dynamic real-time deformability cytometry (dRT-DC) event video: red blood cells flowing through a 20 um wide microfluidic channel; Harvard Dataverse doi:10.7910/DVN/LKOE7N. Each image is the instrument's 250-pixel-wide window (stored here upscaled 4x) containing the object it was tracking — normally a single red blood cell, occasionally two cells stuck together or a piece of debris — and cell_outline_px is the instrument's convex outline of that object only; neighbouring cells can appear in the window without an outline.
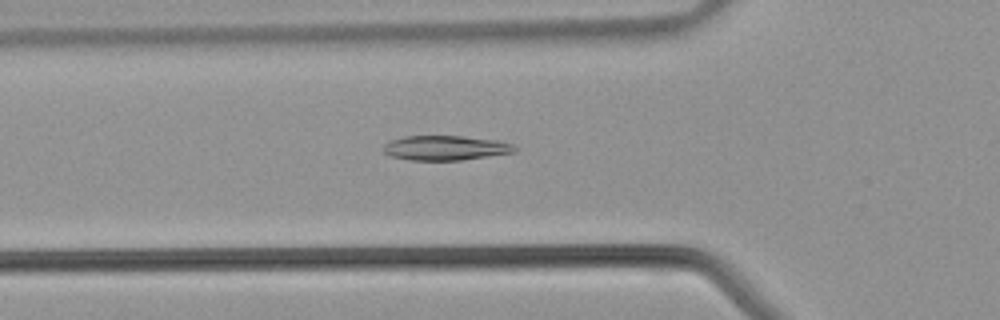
{"species": "common noctule bat (a hibernating species)", "species_latin": "Nyctalus noctula", "temperature_condition": "warm", "stored_images_in_passage": 20, "camera_frame_rate_fps": 3000, "um_per_image_px": 0.085, "animal": {"sex": "male", "body_mass_g": 21.5, "forearm_length_mm": 52.0}, "frame": {"image": 1, "passage_image": 2, "time_ms": 0.333, "image_size_px": [1000, 320], "cell_outline_px": [[520, 148], [512, 152], [460, 160], [412, 160], [392, 156], [384, 152], [384, 144], [392, 140], [404, 136], [464, 136], [496, 140], [512, 144]], "centroid_in_image_um": [37.87, 12.56], "position_along_channel_um": 87.9, "area_um2": 18.61}}
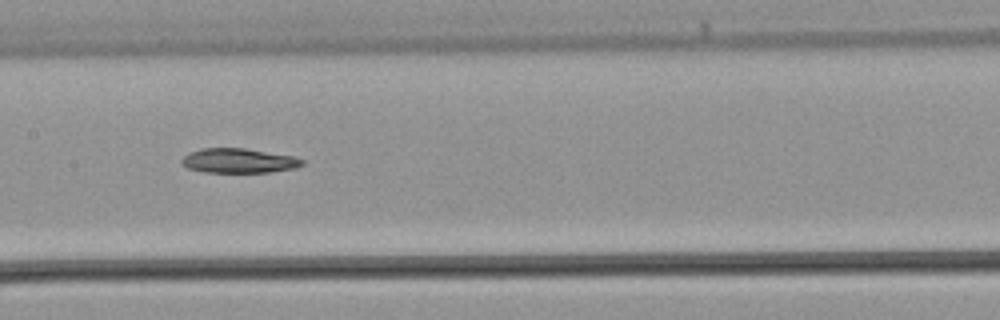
{"frame": {"image": 2, "passage_image": 8, "time_ms": 2.333, "image_size_px": [1000, 320], "cell_outline_px": [[304, 164], [296, 168], [268, 172], [204, 172], [188, 168], [180, 160], [184, 156], [200, 148], [244, 148], [292, 156], [304, 160]], "centroid_in_image_um": [20.3, 13.66], "position_along_channel_um": 187.1, "area_um2": 17.05}}
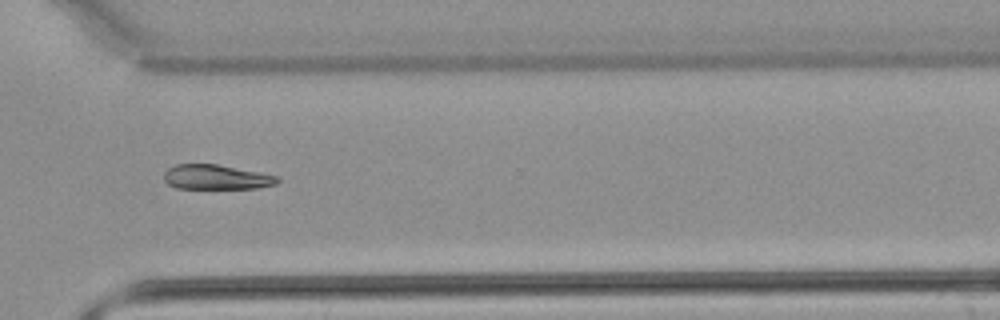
{"frame": {"image": 3, "passage_image": 18, "time_ms": 5.667, "image_size_px": [1000, 320], "cell_outline_px": [[280, 180], [276, 184], [256, 188], [176, 188], [168, 184], [164, 180], [164, 172], [168, 168], [176, 164], [216, 164], [260, 172], [276, 176]], "centroid_in_image_um": [18.36, 15.05], "position_along_channel_um": 352.2, "area_um2": 16.24}}